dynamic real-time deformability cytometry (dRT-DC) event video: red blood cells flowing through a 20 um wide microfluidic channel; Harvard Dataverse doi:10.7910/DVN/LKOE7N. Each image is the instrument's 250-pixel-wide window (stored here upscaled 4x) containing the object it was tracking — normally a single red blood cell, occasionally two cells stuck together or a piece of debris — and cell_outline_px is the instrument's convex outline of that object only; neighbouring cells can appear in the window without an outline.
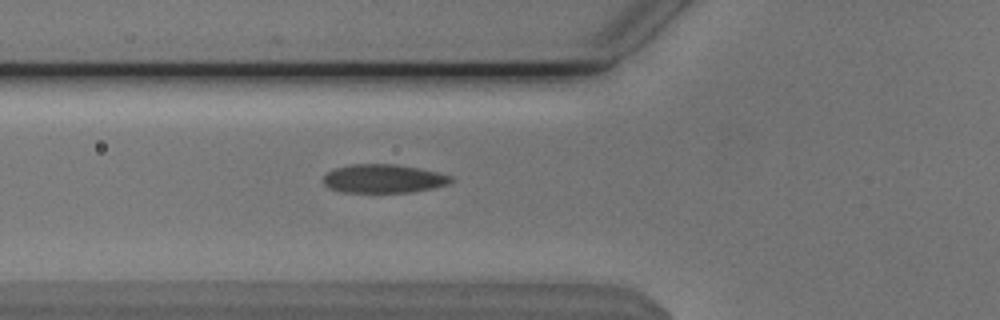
{"species": "Egyptian fruit bat (a non-hibernating species)", "species_latin": "Rousettus aegyptiacus", "temperature_condition": "cold", "stored_images_in_passage": 35, "camera_frame_rate_fps": 3000, "um_per_image_px": 0.085, "animal": {"sex": "male"}, "frame": {"image": 1, "passage_image": 5, "time_ms": 1.333, "image_size_px": [1000, 320], "cell_outline_px": [[456, 180], [448, 184], [432, 188], [408, 192], [344, 192], [328, 188], [324, 184], [324, 176], [328, 172], [336, 168], [352, 164], [396, 164], [420, 168], [452, 176]], "centroid_in_image_um": [32.62, 15.18], "position_along_channel_um": 93.2, "area_um2": 21.21}}
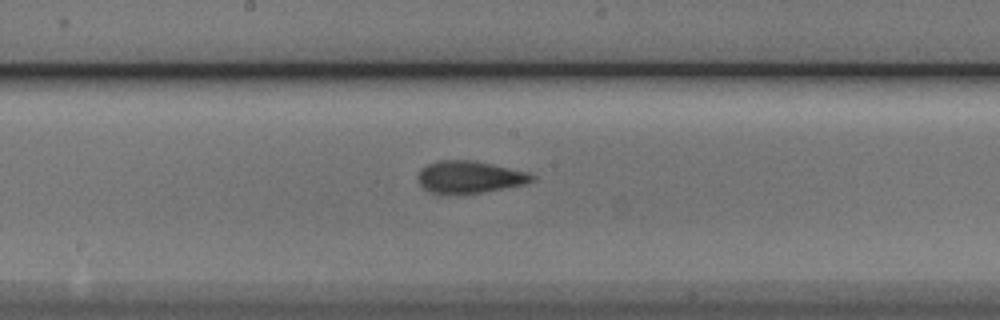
{"frame": {"image": 2, "passage_image": 14, "time_ms": 4.333, "image_size_px": [1000, 320], "cell_outline_px": [[536, 180], [524, 184], [504, 188], [480, 192], [440, 196], [424, 188], [420, 184], [416, 176], [420, 168], [428, 164], [440, 160], [472, 160], [492, 164], [528, 172], [536, 176]], "centroid_in_image_um": [39.87, 15.06], "position_along_channel_um": 208.3, "area_um2": 21.68}}
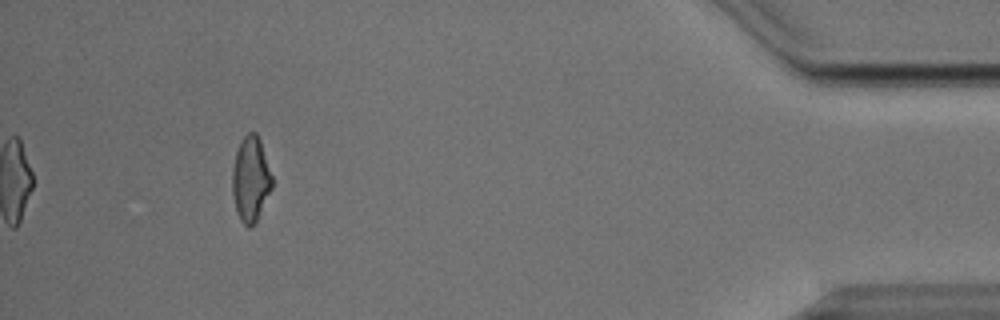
{"frame": {"image": 3, "passage_image": 35, "time_ms": 11.333, "image_size_px": [1000, 320], "cell_outline_px": [[272, 188], [256, 224], [248, 228], [240, 220], [236, 208], [232, 192], [232, 168], [236, 152], [244, 136], [248, 132], [256, 132], [260, 140], [272, 176]], "centroid_in_image_um": [21.31, 15.26], "position_along_channel_um": 413.9, "area_um2": 19.71}, "authors_computed_cell_mechanics": {"area_um2": 20.9236, "velocity_mm_per_s": 3.8125, "shape_relaxation_time_tau1_ms": 5.9922, "shape_relaxation_time_tau2_ms": 2.0172, "deformation_change_tau1": 0.1563, "deformation_change_tau2": 0.0783}}